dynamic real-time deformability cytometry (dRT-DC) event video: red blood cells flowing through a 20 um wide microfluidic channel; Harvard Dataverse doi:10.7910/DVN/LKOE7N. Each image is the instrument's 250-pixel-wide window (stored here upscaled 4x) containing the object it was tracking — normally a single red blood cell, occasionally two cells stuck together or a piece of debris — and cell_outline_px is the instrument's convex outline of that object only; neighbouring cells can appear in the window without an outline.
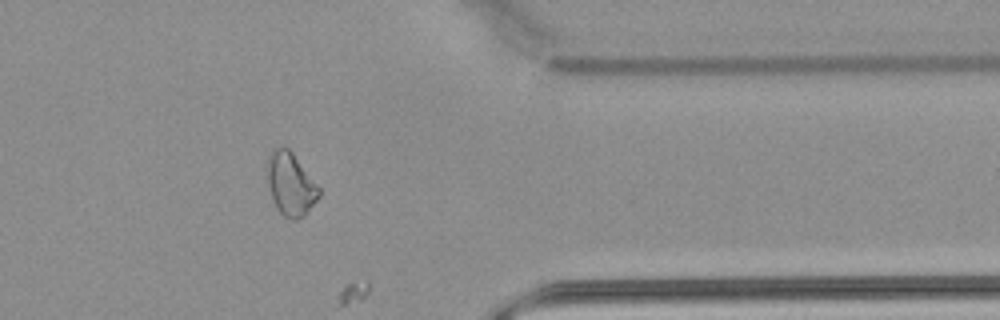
{"species": "common noctule bat (a hibernating species)", "species_latin": "Nyctalus noctula", "temperature_condition": "warm", "stored_images_in_passage": 54, "camera_frame_rate_fps": 3000, "um_per_image_px": 0.085, "animal": {"sex": "male", "body_mass_g": 21.5, "forearm_length_mm": 52.0}, "frame": {"image": 1, "passage_image": 44, "time_ms": 14.333, "image_size_px": [1000, 320], "cell_outline_px": [[320, 196], [304, 216], [296, 220], [292, 220], [284, 216], [280, 212], [272, 200], [264, 172], [268, 152], [276, 148], [288, 148], [292, 152], [320, 188]], "centroid_in_image_um": [24.65, 15.64], "position_along_channel_um": 386.7, "area_um2": 19.31}}
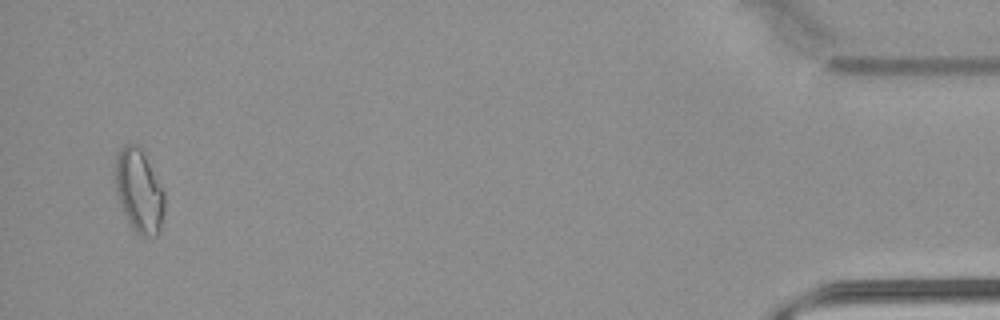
{"frame": {"image": 2, "passage_image": 52, "time_ms": 17.0, "image_size_px": [1000, 320], "cell_outline_px": [[164, 212], [160, 232], [156, 236], [140, 236], [132, 228], [120, 204], [116, 192], [116, 156], [120, 148], [124, 144], [140, 144], [164, 192]], "centroid_in_image_um": [11.83, 16.22], "position_along_channel_um": 423.4, "area_um2": 23.93}}